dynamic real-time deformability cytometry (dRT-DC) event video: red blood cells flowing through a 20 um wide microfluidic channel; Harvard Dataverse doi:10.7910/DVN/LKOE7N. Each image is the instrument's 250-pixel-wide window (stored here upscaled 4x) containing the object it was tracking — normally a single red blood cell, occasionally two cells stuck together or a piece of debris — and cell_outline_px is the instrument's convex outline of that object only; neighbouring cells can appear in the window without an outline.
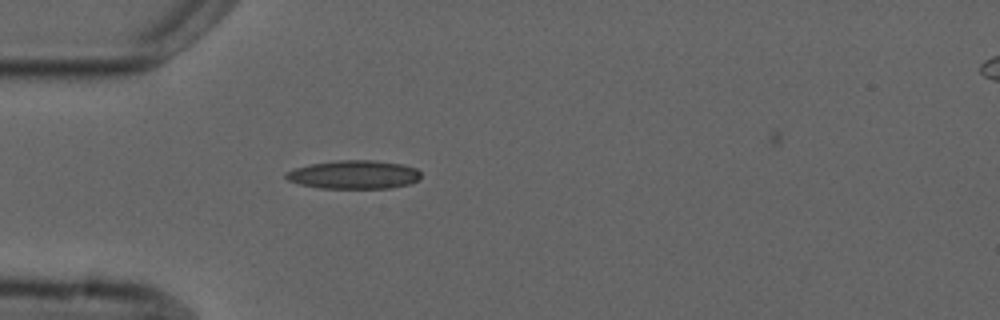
{"species": "common noctule bat (a hibernating species)", "species_latin": "Nyctalus noctula", "temperature_condition": "cold", "stored_images_in_passage": 2, "camera_frame_rate_fps": 3000, "um_per_image_px": 0.085, "animal": {"sex": "male", "forearm_length_mm": 52.5}, "frame": {"image": 1, "passage_image": 1, "time_ms": 0.0, "image_size_px": [1000, 320], "cell_outline_px": [[420, 180], [408, 184], [392, 188], [320, 188], [300, 184], [288, 180], [284, 176], [284, 172], [292, 168], [312, 164], [340, 160], [372, 160], [404, 164], [416, 168], [420, 172]], "centroid_in_image_um": [30.08, 14.84], "position_along_channel_um": 54.9, "area_um2": 22.54}}